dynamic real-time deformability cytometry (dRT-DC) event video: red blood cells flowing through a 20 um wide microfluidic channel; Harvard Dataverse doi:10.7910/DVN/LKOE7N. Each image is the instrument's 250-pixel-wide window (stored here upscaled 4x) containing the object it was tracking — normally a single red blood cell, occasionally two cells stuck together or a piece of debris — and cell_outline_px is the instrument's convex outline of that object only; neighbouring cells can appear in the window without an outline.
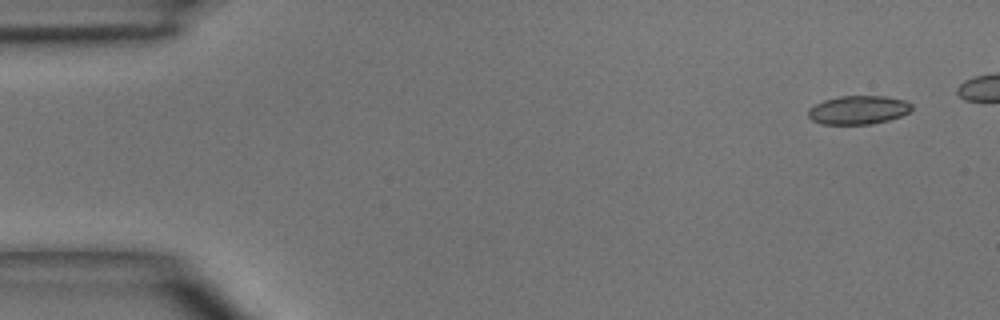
{"species": "common noctule bat (a hibernating species)", "species_latin": "Nyctalus noctula", "temperature_condition": "room temperature", "stored_images_in_passage": 5, "camera_frame_rate_fps": 3000, "um_per_image_px": 0.085, "animal": {"sex": "male", "body_mass_g": 15.6}, "frame": {"image": 1, "passage_image": 1, "time_ms": 0.0, "image_size_px": [1000, 320], "cell_outline_px": [[912, 108], [908, 112], [900, 116], [888, 120], [872, 124], [820, 124], [812, 120], [808, 116], [808, 108], [824, 100], [840, 96], [884, 96], [904, 100], [912, 104]], "centroid_in_image_um": [72.93, 9.35], "position_along_channel_um": 12.1, "area_um2": 17.22}}